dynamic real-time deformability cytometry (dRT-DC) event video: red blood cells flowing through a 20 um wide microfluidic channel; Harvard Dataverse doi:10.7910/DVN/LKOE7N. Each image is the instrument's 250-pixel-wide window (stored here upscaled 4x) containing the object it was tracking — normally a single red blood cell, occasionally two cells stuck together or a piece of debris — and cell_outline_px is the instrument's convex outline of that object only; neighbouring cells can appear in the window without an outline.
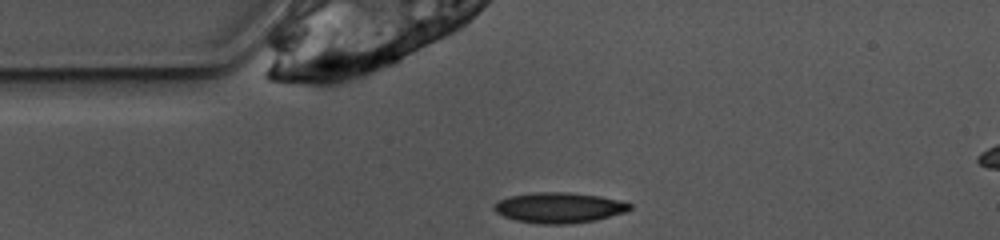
{"species": "common noctule bat (a hibernating species)", "species_latin": "Nyctalus noctula", "temperature_condition": "warm", "stored_images_in_passage": 40, "camera_frame_rate_fps": 3000, "um_per_image_px": 0.085, "animal": {"sex": "female", "body_mass_g": 10.0, "forearm_length_mm": 53.1}, "frame": {"image": 1, "passage_image": 1, "time_ms": 0.0, "image_size_px": [1000, 240], "cell_outline_px": [[632, 208], [624, 212], [596, 220], [568, 224], [536, 224], [516, 220], [504, 216], [496, 212], [492, 208], [500, 200], [508, 196], [532, 192], [568, 192], [600, 196], [620, 200], [632, 204]], "centroid_in_image_um": [47.52, 17.65], "position_along_channel_um": 37.5, "area_um2": 24.16}}
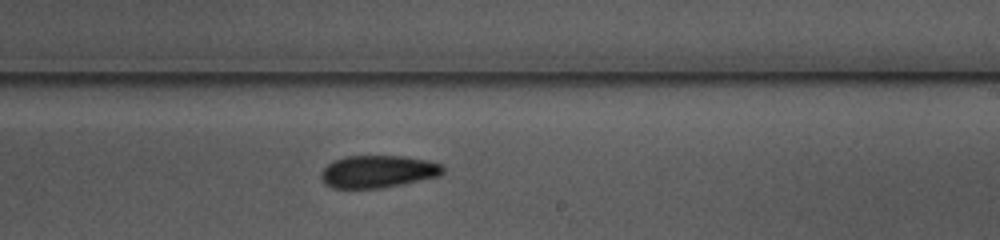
{"frame": {"image": 2, "passage_image": 19, "time_ms": 6.0, "image_size_px": [1000, 240], "cell_outline_px": [[444, 172], [440, 176], [380, 188], [332, 188], [324, 184], [320, 176], [324, 168], [328, 164], [344, 156], [404, 156], [428, 160], [440, 164], [444, 168]], "centroid_in_image_um": [32.12, 14.58], "position_along_channel_um": 256.9, "area_um2": 22.95}}
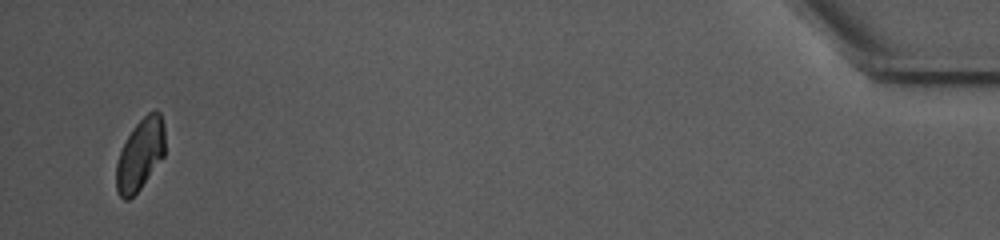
{"frame": {"image": 3, "passage_image": 39, "time_ms": 12.667, "image_size_px": [1000, 240], "cell_outline_px": [[164, 156], [140, 188], [128, 200], [124, 200], [120, 196], [116, 188], [116, 164], [120, 152], [132, 128], [148, 112], [156, 108], [160, 112], [164, 124]], "centroid_in_image_um": [11.92, 13.1], "position_along_channel_um": 423.3, "area_um2": 20.17}}